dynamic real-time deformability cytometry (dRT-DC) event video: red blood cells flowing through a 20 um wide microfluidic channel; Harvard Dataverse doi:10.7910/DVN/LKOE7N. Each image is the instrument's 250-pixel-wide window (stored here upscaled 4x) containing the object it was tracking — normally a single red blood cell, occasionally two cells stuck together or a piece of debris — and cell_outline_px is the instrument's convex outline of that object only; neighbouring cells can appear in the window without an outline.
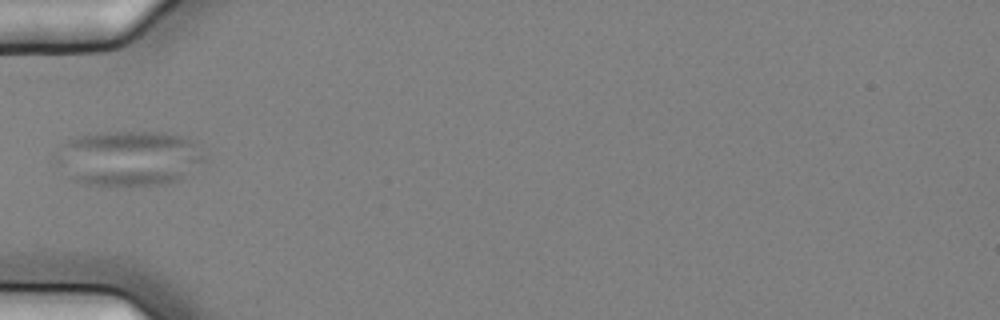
{"species": "common noctule bat (a hibernating species)", "species_latin": "Nyctalus noctula", "temperature_condition": "cold", "stored_images_in_passage": 3, "camera_frame_rate_fps": 3000, "um_per_image_px": 0.085, "animal": {"sex": "female", "body_mass_g": 25.1}, "frame": {"image": 1, "passage_image": 3, "time_ms": 0.667, "image_size_px": [1000, 320], "cell_outline_px": [[208, 160], [180, 180], [168, 184], [132, 188], [80, 184], [72, 180], [52, 160], [52, 156], [68, 140], [80, 136], [108, 132], [160, 132], [180, 136], [188, 140]], "centroid_in_image_um": [10.89, 13.52], "position_along_channel_um": 74.1, "area_um2": 48.73}}